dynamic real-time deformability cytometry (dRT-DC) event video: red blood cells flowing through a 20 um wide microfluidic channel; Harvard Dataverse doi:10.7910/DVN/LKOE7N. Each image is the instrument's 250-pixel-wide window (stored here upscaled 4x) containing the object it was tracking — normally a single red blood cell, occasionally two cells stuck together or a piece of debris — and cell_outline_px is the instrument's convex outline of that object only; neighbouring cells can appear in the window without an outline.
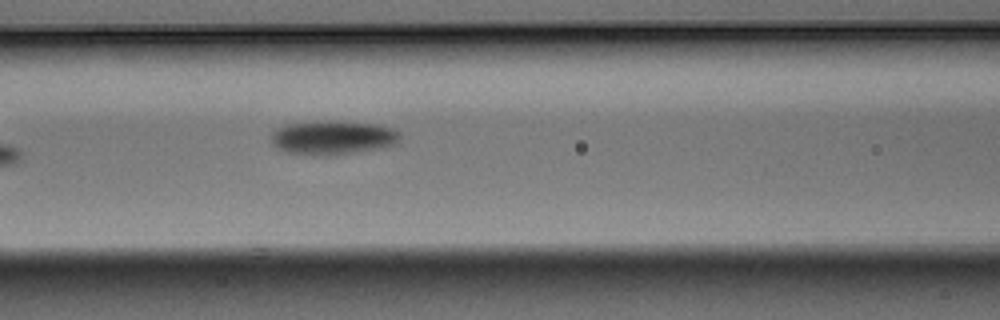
{"species": "Egyptian fruit bat (a non-hibernating species)", "species_latin": "Rousettus aegyptiacus", "temperature_condition": "warm", "stored_images_in_passage": 7, "camera_frame_rate_fps": 3000, "um_per_image_px": 0.085, "animal": {"sex": "male"}, "frame": {"image": 1, "passage_image": 7, "time_ms": 2.0, "image_size_px": [1000, 320], "cell_outline_px": [[400, 136], [392, 144], [380, 148], [324, 156], [288, 152], [272, 144], [272, 132], [276, 128], [284, 124], [316, 120], [332, 120], [376, 124], [392, 128]], "centroid_in_image_um": [28.21, 11.66], "position_along_channel_um": 138.4, "area_um2": 25.32}}